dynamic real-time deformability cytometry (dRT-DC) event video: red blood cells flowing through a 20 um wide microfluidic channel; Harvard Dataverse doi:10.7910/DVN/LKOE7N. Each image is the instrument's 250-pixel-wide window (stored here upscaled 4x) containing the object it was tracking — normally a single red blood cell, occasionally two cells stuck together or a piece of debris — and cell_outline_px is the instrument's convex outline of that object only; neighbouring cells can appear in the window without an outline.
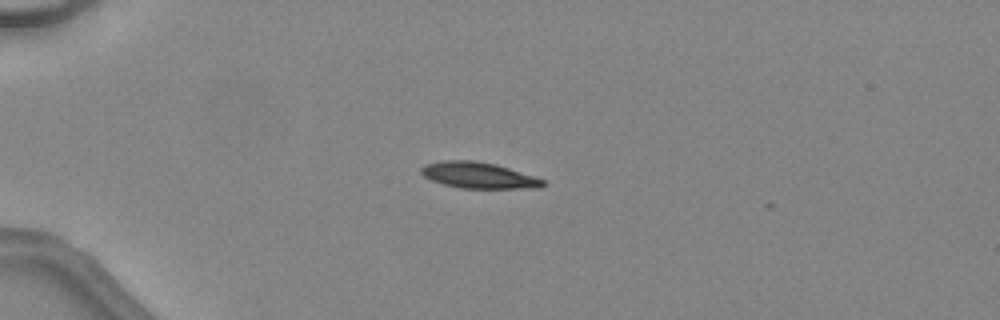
{"species": "common noctule bat (a hibernating species)", "species_latin": "Nyctalus noctula", "temperature_condition": "warm", "stored_images_in_passage": 35, "camera_frame_rate_fps": 3000, "um_per_image_px": 0.085, "animal": {"sex": "female", "body_mass_g": 24.6, "forearm_length_mm": 56.2}, "frame": {"image": 1, "passage_image": 1, "time_ms": 0.0, "image_size_px": [1000, 320], "cell_outline_px": [[548, 184], [540, 188], [460, 188], [444, 184], [432, 180], [424, 176], [420, 172], [420, 168], [424, 164], [444, 160], [476, 160], [496, 164], [536, 176], [544, 180]], "centroid_in_image_um": [40.71, 14.89], "position_along_channel_um": 44.3, "area_um2": 18.73}}
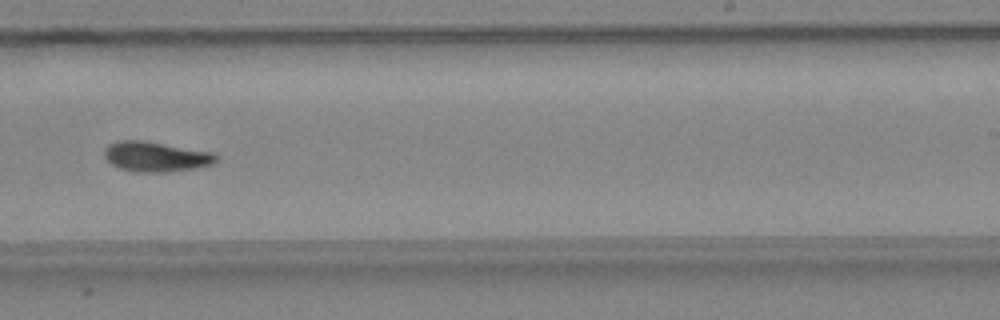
{"frame": {"image": 2, "passage_image": 19, "time_ms": 6.0, "image_size_px": [1000, 320], "cell_outline_px": [[220, 160], [216, 164], [196, 168], [168, 172], [136, 172], [120, 168], [112, 164], [104, 156], [104, 148], [108, 144], [120, 140], [144, 140], [212, 152], [220, 156]], "centroid_in_image_um": [13.3, 13.31], "position_along_channel_um": 275.7, "area_um2": 19.88}}
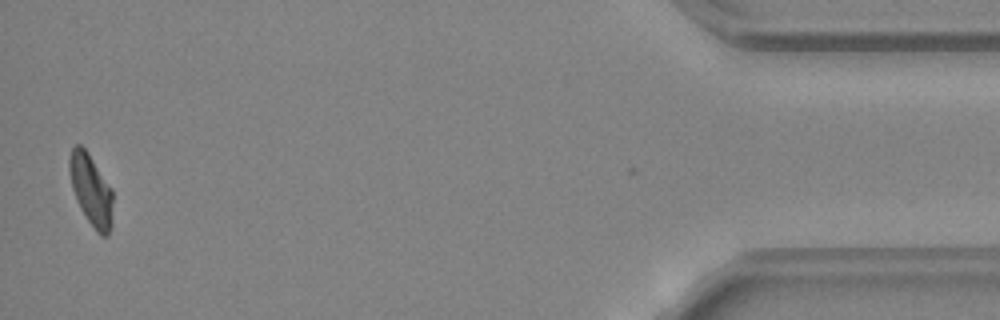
{"frame": {"image": 3, "passage_image": 34, "time_ms": 11.0, "image_size_px": [1000, 320], "cell_outline_px": [[112, 228], [108, 236], [100, 236], [96, 232], [80, 208], [76, 200], [72, 188], [68, 168], [68, 160], [72, 148], [76, 144], [80, 144], [88, 152], [112, 188]], "centroid_in_image_um": [7.74, 16.16], "position_along_channel_um": 427.5, "area_um2": 18.32}, "authors_computed_cell_mechanics": {"area_um2": 18.8428, "velocity_mm_per_s": 4.5445, "shape_relaxation_time_tau1_ms": 7.2533, "shape_relaxation_time_tau2_ms": 4.1134, "deformation_change_tau1": 0.2038, "deformation_change_tau2": 0.1124}}